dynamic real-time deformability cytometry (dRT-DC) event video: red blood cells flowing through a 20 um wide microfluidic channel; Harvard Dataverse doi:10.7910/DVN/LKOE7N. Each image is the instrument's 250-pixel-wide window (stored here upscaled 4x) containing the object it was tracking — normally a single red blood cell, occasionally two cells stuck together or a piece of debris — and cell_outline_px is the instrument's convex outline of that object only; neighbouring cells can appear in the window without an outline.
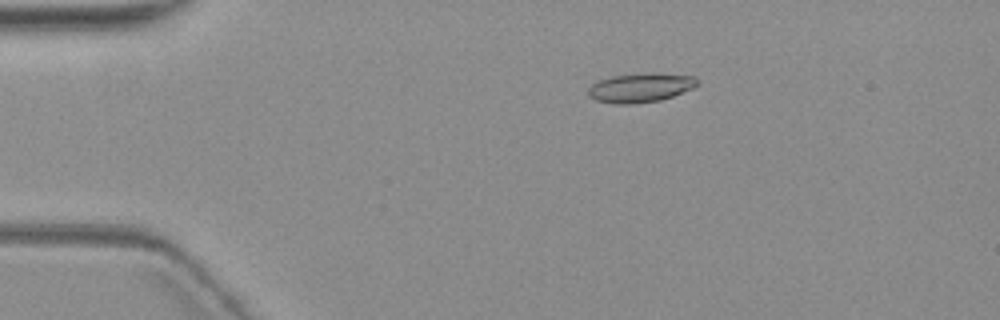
{"species": "common noctule bat (a hibernating species)", "species_latin": "Nyctalus noctula", "temperature_condition": "warm", "stored_images_in_passage": 10, "camera_frame_rate_fps": 3000, "um_per_image_px": 0.085, "animal": {"sex": "female", "body_mass_g": 19.3, "forearm_length_mm": 54.1}, "frame": {"image": 1, "passage_image": 2, "time_ms": 1.333, "image_size_px": [1000, 320], "cell_outline_px": [[700, 84], [692, 88], [672, 96], [660, 100], [632, 104], [616, 104], [596, 100], [588, 96], [588, 88], [596, 80], [612, 76], [692, 76], [700, 80]], "centroid_in_image_um": [54.36, 7.51], "position_along_channel_um": 30.6, "area_um2": 17.51}}
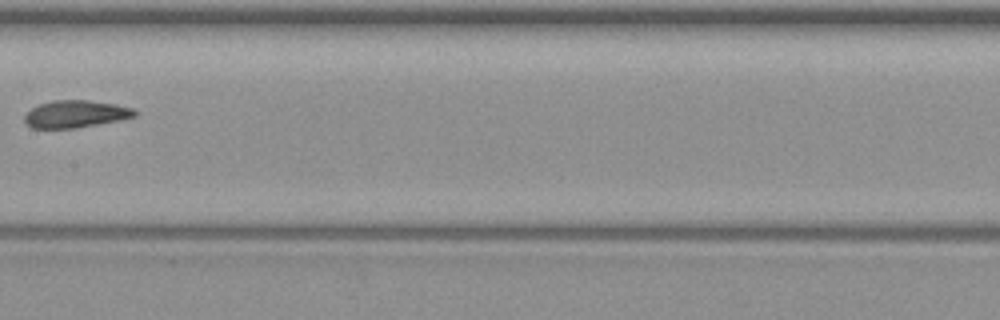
{"frame": {"image": 2, "passage_image": 7, "time_ms": 7.667, "image_size_px": [1000, 320], "cell_outline_px": [[136, 116], [120, 120], [76, 128], [32, 128], [24, 124], [24, 116], [32, 108], [40, 104], [52, 100], [88, 100], [116, 104], [136, 108]], "centroid_in_image_um": [6.43, 9.69], "position_along_channel_um": 201.0, "area_um2": 17.63}}
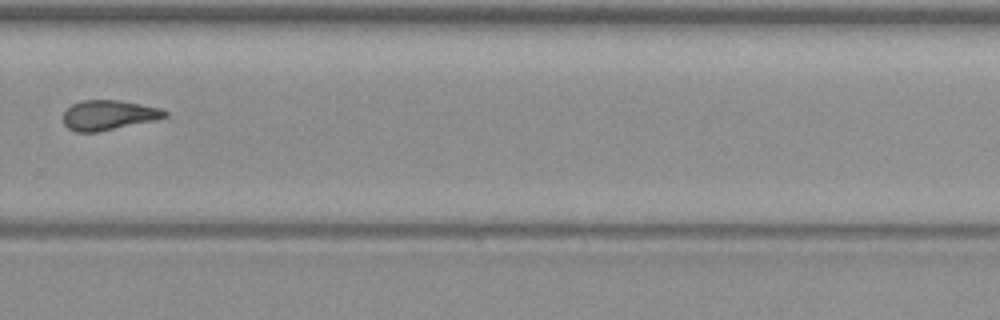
{"frame": {"image": 3, "passage_image": 10, "time_ms": 11.0, "image_size_px": [1000, 320], "cell_outline_px": [[168, 116], [156, 120], [100, 132], [76, 132], [68, 128], [64, 124], [64, 112], [72, 104], [80, 100], [120, 100], [160, 108], [168, 112]], "centroid_in_image_um": [9.24, 9.79], "position_along_channel_um": 320.6, "area_um2": 17.8}}